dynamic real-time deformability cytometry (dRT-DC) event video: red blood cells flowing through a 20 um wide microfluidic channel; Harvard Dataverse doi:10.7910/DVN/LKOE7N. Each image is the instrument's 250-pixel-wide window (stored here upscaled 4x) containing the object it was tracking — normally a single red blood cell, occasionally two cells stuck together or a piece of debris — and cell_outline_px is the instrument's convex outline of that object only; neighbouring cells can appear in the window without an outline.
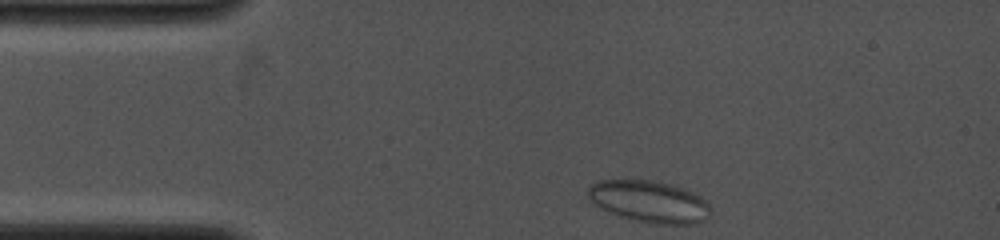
{"species": "common noctule bat (a hibernating species)", "species_latin": "Nyctalus noctula", "temperature_condition": "cold", "stored_images_in_passage": 27, "camera_frame_rate_fps": 4000, "um_per_image_px": 0.085, "animal": {"sex": "female", "body_mass_g": 19.0, "forearm_length_mm": 53.3}, "frame": {"image": 1, "passage_image": 1, "time_ms": 0.0, "image_size_px": [1000, 240], "cell_outline_px": [[712, 212], [704, 220], [692, 224], [652, 224], [620, 216], [588, 200], [588, 188], [592, 184], [600, 180], [652, 180], [672, 184], [692, 192], [708, 200]], "centroid_in_image_um": [55.24, 17.13], "position_along_channel_um": 29.8, "area_um2": 29.82}}
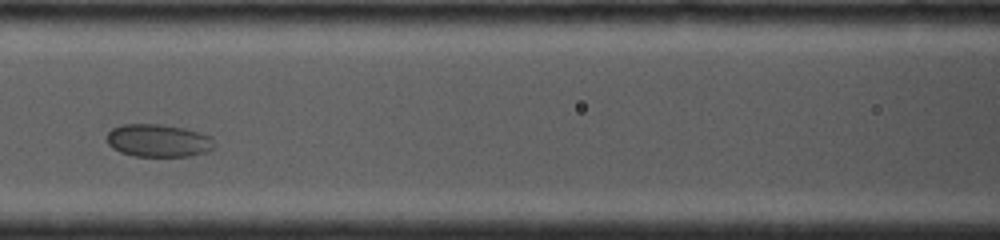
{"frame": {"image": 2, "passage_image": 9, "time_ms": 4.0, "image_size_px": [1000, 240], "cell_outline_px": [[216, 144], [212, 148], [204, 152], [188, 156], [136, 156], [120, 152], [112, 148], [108, 144], [108, 132], [112, 128], [124, 124], [160, 124], [184, 128], [212, 136]], "centroid_in_image_um": [13.46, 11.94], "position_along_channel_um": 153.1, "area_um2": 20.46}}
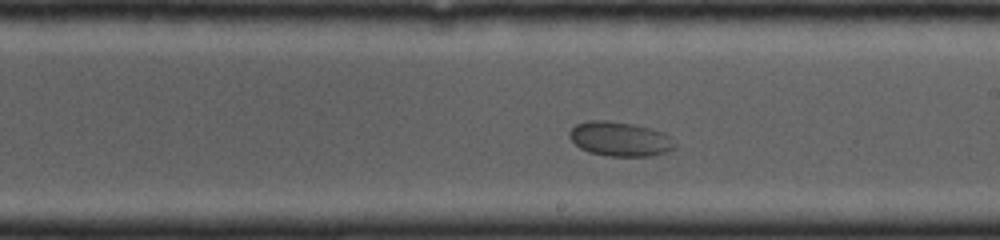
{"frame": {"image": 3, "passage_image": 14, "time_ms": 6.0, "image_size_px": [1000, 240], "cell_outline_px": [[676, 144], [668, 152], [652, 156], [608, 156], [588, 152], [580, 148], [568, 136], [568, 132], [576, 124], [588, 120], [608, 120], [632, 124], [664, 132]], "centroid_in_image_um": [52.66, 11.81], "position_along_channel_um": 236.3, "area_um2": 21.15}}